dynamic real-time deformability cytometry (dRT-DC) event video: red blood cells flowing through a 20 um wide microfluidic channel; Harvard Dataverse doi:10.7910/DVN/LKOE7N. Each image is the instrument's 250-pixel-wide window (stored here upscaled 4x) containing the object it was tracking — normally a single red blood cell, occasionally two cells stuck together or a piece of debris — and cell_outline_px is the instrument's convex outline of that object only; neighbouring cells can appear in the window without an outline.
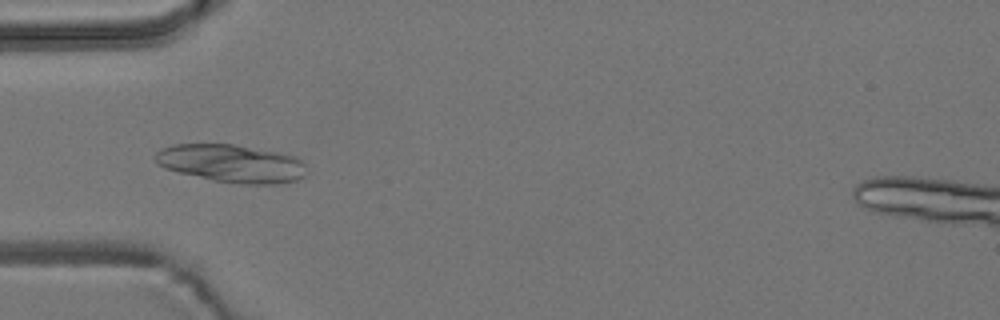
{"species": "common noctule bat (a hibernating species)", "species_latin": "Nyctalus noctula", "temperature_condition": "room temperature", "stored_images_in_passage": 5, "camera_frame_rate_fps": 3000, "um_per_image_px": 0.085, "animal": {"sex": "male", "body_mass_g": 19.2, "forearm_length_mm": 51.8}, "frame": {"image": 1, "passage_image": 5, "time_ms": 4.333, "image_size_px": [1000, 320], "cell_outline_px": [[308, 172], [304, 176], [296, 180], [280, 184], [240, 184], [212, 180], [164, 168], [156, 164], [152, 156], [160, 148], [172, 144], [232, 144], [280, 152], [296, 156], [304, 164]], "centroid_in_image_um": [19.66, 13.89], "position_along_channel_um": 65.3, "area_um2": 33.81}}